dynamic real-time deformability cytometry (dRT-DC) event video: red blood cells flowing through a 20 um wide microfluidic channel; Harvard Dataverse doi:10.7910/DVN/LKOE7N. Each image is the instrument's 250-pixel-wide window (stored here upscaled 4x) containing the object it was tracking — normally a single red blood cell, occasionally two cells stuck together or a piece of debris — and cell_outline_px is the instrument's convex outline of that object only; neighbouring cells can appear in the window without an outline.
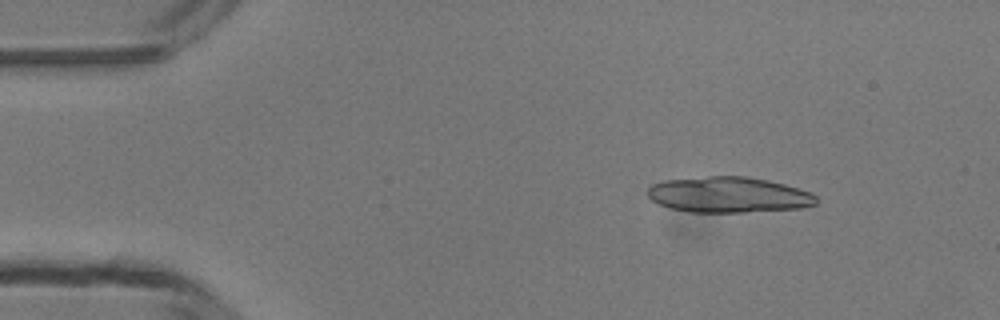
{"species": "common noctule bat (a hibernating species)", "species_latin": "Nyctalus noctula", "temperature_condition": "room temperature", "stored_images_in_passage": 3, "camera_frame_rate_fps": 3000, "um_per_image_px": 0.085, "animal": {"sex": "male", "body_mass_g": 13.3}, "frame": {"image": 1, "passage_image": 1, "time_ms": 0.0, "image_size_px": [1000, 320], "cell_outline_px": [[816, 204], [800, 208], [744, 212], [688, 212], [668, 208], [652, 200], [648, 196], [648, 188], [652, 184], [664, 180], [708, 176], [748, 176], [768, 180], [784, 184], [808, 192], [816, 196]], "centroid_in_image_um": [61.88, 16.55], "position_along_channel_um": 23.1, "area_um2": 35.03}}